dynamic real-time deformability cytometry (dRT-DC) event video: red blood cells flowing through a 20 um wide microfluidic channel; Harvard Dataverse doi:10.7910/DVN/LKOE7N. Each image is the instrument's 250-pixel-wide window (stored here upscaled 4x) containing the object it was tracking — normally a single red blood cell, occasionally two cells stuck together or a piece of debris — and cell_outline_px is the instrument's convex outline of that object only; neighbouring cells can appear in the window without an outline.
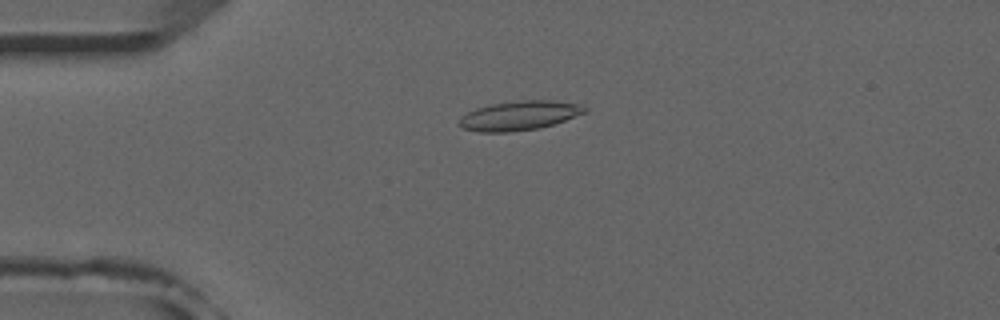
{"species": "common noctule bat (a hibernating species)", "species_latin": "Nyctalus noctula", "temperature_condition": "room temperature", "stored_images_in_passage": 53, "camera_frame_rate_fps": 3000, "um_per_image_px": 0.085, "animal": {"sex": "male", "forearm_length_mm": 52.5}, "frame": {"image": 1, "passage_image": 13, "time_ms": 4.0, "image_size_px": [1000, 320], "cell_outline_px": [[588, 112], [540, 128], [508, 132], [476, 132], [464, 128], [460, 124], [460, 120], [468, 112], [476, 108], [492, 104], [524, 100], [552, 100], [580, 104], [588, 108]], "centroid_in_image_um": [44.19, 9.82], "position_along_channel_um": 40.8, "area_um2": 21.21}}
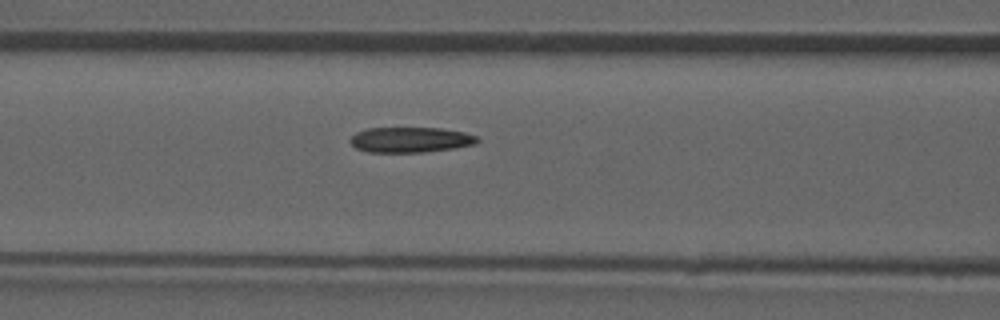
{"frame": {"image": 2, "passage_image": 22, "time_ms": 7.0, "image_size_px": [1000, 320], "cell_outline_px": [[480, 140], [476, 144], [456, 148], [424, 152], [368, 152], [356, 148], [348, 140], [356, 132], [368, 128], [440, 128], [464, 132], [476, 136]], "centroid_in_image_um": [34.9, 11.88], "position_along_channel_um": 131.7, "area_um2": 18.84}}
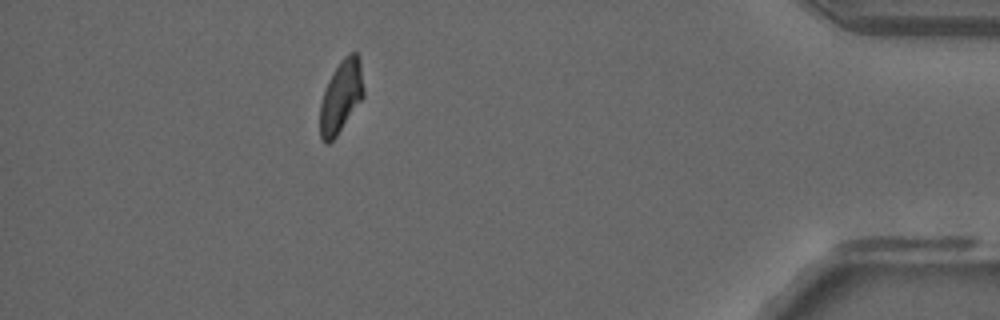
{"frame": {"image": 3, "passage_image": 47, "time_ms": 15.333, "image_size_px": [1000, 320], "cell_outline_px": [[364, 96], [336, 136], [328, 144], [324, 144], [320, 136], [320, 104], [328, 80], [340, 60], [344, 56], [352, 52], [356, 52], [360, 60], [364, 88]], "centroid_in_image_um": [28.98, 8.2], "position_along_channel_um": 406.2, "area_um2": 18.32}, "authors_computed_cell_mechanics": {"area_um2": 19.4208, "velocity_mm_per_s": 3.9164, "shape_relaxation_time_tau1_ms": null, "shape_relaxation_time_tau2_ms": 3.2885, "deformation_change_tau1": null, "deformation_change_tau2": 0.0883}}